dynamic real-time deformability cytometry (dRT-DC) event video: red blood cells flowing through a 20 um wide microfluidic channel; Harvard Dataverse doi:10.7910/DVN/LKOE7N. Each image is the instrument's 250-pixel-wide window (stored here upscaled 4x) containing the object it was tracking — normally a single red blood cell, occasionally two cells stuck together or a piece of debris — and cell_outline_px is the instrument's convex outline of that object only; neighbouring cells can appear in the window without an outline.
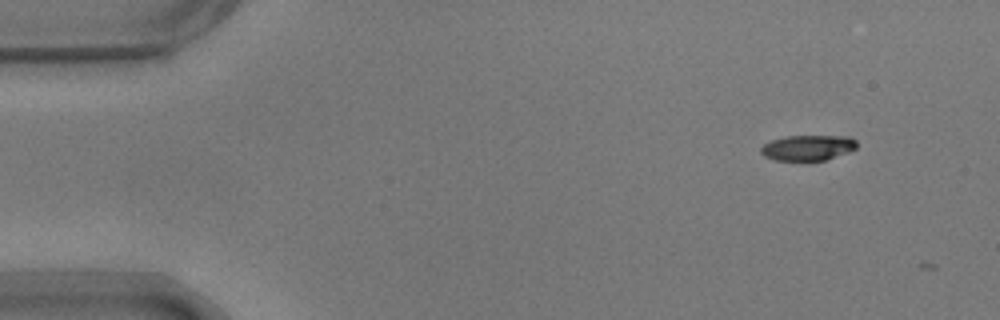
{"species": "common noctule bat (a hibernating species)", "species_latin": "Nyctalus noctula", "temperature_condition": "warm", "stored_images_in_passage": 5, "camera_frame_rate_fps": 3000, "um_per_image_px": 0.085, "animal": {"sex": "male", "body_mass_g": 17.9}, "frame": {"image": 1, "passage_image": 2, "time_ms": 0.333, "image_size_px": [1000, 320], "cell_outline_px": [[856, 148], [848, 152], [824, 160], [776, 160], [764, 156], [760, 152], [760, 148], [764, 144], [772, 140], [788, 136], [848, 136], [856, 140]], "centroid_in_image_um": [68.66, 12.55], "position_along_channel_um": 16.3, "area_um2": 14.05}}